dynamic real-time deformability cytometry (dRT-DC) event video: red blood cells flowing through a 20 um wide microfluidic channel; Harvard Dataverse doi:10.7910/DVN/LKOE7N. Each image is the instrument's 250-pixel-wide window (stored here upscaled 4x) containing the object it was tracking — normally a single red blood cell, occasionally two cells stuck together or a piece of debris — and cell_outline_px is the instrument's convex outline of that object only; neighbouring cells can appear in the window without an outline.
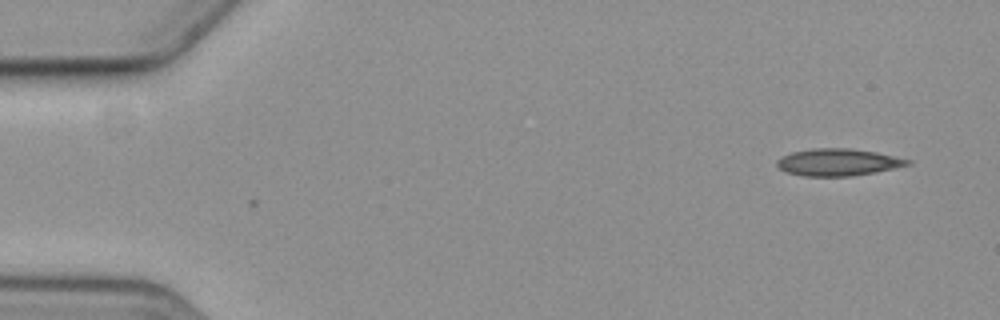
{"species": "common noctule bat (a hibernating species)", "species_latin": "Nyctalus noctula", "temperature_condition": "cold", "stored_images_in_passage": 3, "camera_frame_rate_fps": 3000, "um_per_image_px": 0.085, "animal": {"sex": "female", "body_mass_g": 19.3, "forearm_length_mm": 54.1}, "frame": {"image": 1, "passage_image": 3, "time_ms": 0.667, "image_size_px": [1000, 320], "cell_outline_px": [[912, 164], [876, 172], [852, 176], [804, 176], [784, 172], [776, 164], [776, 160], [780, 156], [792, 152], [812, 148], [852, 148], [876, 152], [912, 160]], "centroid_in_image_um": [71.21, 13.79], "position_along_channel_um": 13.8, "area_um2": 20.81}}